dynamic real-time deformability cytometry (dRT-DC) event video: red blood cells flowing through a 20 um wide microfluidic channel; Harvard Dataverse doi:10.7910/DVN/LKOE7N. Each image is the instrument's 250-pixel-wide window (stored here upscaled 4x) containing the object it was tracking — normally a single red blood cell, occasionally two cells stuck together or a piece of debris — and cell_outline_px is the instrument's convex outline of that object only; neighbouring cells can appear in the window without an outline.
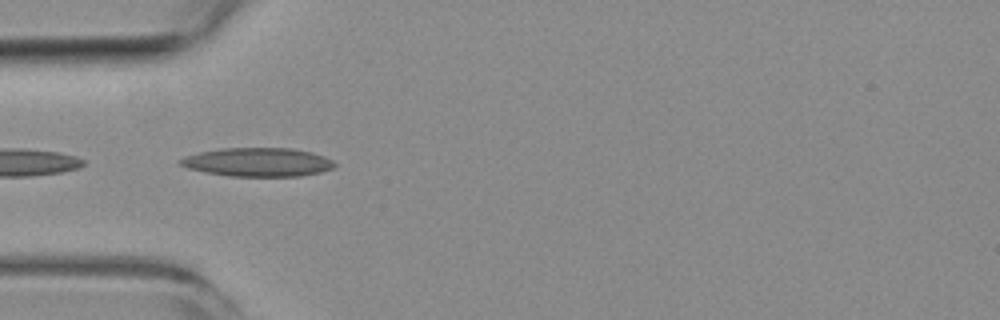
{"species": "common noctule bat (a hibernating species)", "species_latin": "Nyctalus noctula", "temperature_condition": "room temperature", "stored_images_in_passage": 9, "camera_frame_rate_fps": 3000, "um_per_image_px": 0.085, "animal": {"sex": "female", "body_mass_g": 19.3, "forearm_length_mm": 54.1}, "frame": {"image": 1, "passage_image": 4, "time_ms": 3.667, "image_size_px": [1000, 320], "cell_outline_px": [[336, 164], [332, 168], [320, 172], [300, 176], [228, 176], [204, 172], [188, 168], [180, 164], [176, 160], [184, 156], [200, 152], [220, 148], [292, 148], [312, 152], [324, 156], [332, 160]], "centroid_in_image_um": [21.88, 13.78], "position_along_channel_um": 63.1, "area_um2": 25.89}}
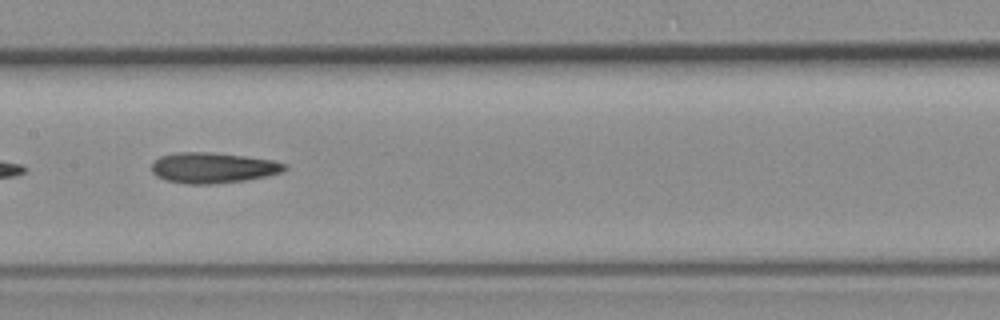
{"frame": {"image": 2, "passage_image": 7, "time_ms": 7.0, "image_size_px": [1000, 320], "cell_outline_px": [[288, 168], [284, 172], [268, 176], [244, 180], [212, 184], [188, 184], [168, 180], [156, 176], [152, 172], [152, 164], [160, 156], [180, 152], [212, 152], [244, 156], [272, 160], [288, 164]], "centroid_in_image_um": [18.15, 14.26], "position_along_channel_um": 189.2, "area_um2": 23.7}}
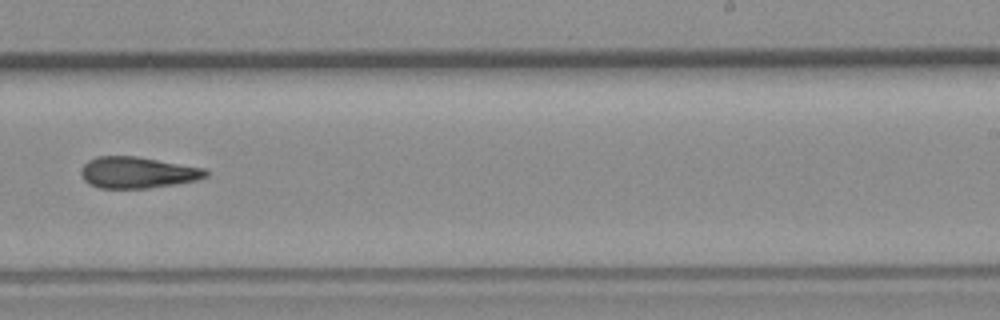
{"frame": {"image": 3, "passage_image": 9, "time_ms": 9.333, "image_size_px": [1000, 320], "cell_outline_px": [[208, 176], [196, 180], [176, 184], [148, 188], [100, 188], [88, 184], [84, 180], [80, 172], [84, 164], [88, 160], [96, 156], [136, 156], [204, 168], [208, 172]], "centroid_in_image_um": [11.67, 14.66], "position_along_channel_um": 277.3, "area_um2": 22.77}}